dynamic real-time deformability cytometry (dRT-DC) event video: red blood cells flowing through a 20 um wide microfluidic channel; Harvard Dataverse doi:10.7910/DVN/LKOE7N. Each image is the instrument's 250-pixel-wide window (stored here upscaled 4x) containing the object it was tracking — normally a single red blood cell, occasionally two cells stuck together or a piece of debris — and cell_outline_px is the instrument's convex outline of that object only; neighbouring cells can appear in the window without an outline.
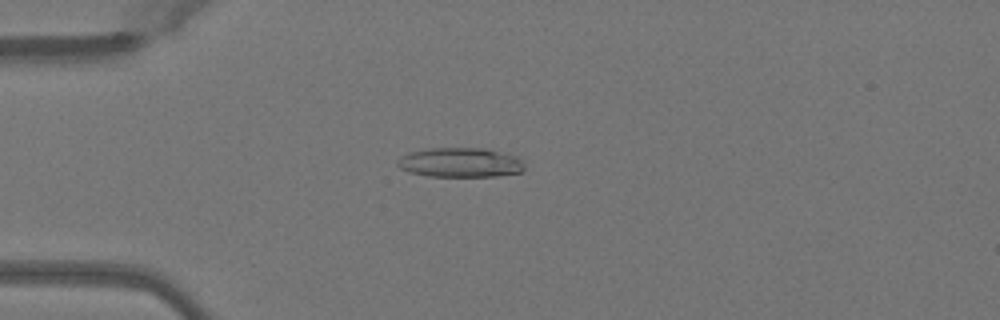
{"species": "Egyptian fruit bat (a non-hibernating species)", "species_latin": "Rousettus aegyptiacus", "temperature_condition": "warm", "stored_images_in_passage": 50, "camera_frame_rate_fps": 3000, "um_per_image_px": 0.085, "animal": {"sex": "female"}, "frame": {"image": 1, "passage_image": 14, "time_ms": 4.333, "image_size_px": [1000, 320], "cell_outline_px": [[524, 172], [500, 176], [428, 176], [408, 172], [400, 168], [396, 164], [396, 160], [400, 156], [408, 152], [428, 148], [488, 148], [520, 156], [524, 164]], "centroid_in_image_um": [39.16, 13.8], "position_along_channel_um": 45.8, "area_um2": 22.43}}
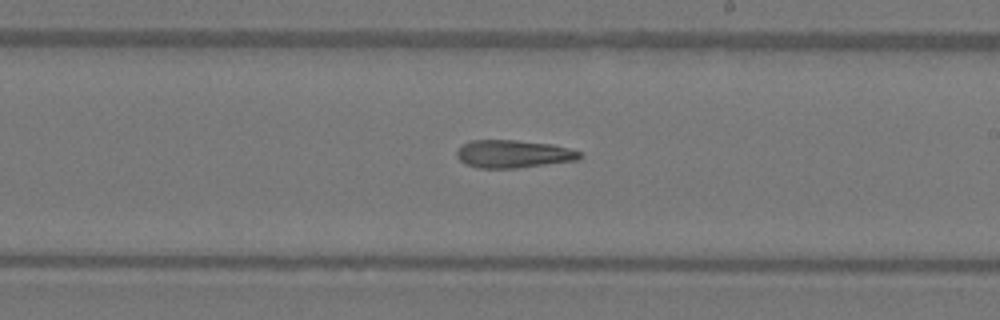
{"frame": {"image": 2, "passage_image": 30, "time_ms": 9.667, "image_size_px": [1000, 320], "cell_outline_px": [[584, 156], [576, 160], [516, 168], [476, 168], [464, 164], [456, 156], [456, 152], [464, 144], [472, 140], [516, 140], [552, 144], [568, 148], [580, 152]], "centroid_in_image_um": [43.61, 13.09], "position_along_channel_um": 245.4, "area_um2": 19.88}}
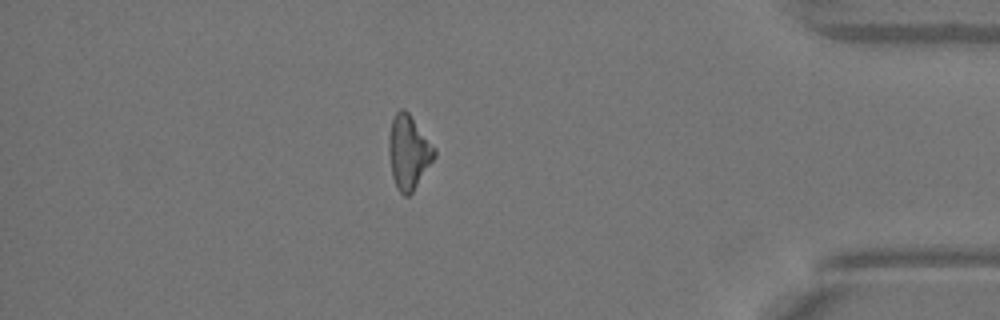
{"frame": {"image": 3, "passage_image": 44, "time_ms": 14.333, "image_size_px": [1000, 320], "cell_outline_px": [[436, 156], [412, 192], [408, 196], [404, 196], [396, 188], [392, 176], [388, 152], [388, 136], [392, 120], [396, 112], [400, 108], [404, 108], [408, 112], [436, 148]], "centroid_in_image_um": [34.72, 12.92], "position_along_channel_um": 400.5, "area_um2": 19.71}}